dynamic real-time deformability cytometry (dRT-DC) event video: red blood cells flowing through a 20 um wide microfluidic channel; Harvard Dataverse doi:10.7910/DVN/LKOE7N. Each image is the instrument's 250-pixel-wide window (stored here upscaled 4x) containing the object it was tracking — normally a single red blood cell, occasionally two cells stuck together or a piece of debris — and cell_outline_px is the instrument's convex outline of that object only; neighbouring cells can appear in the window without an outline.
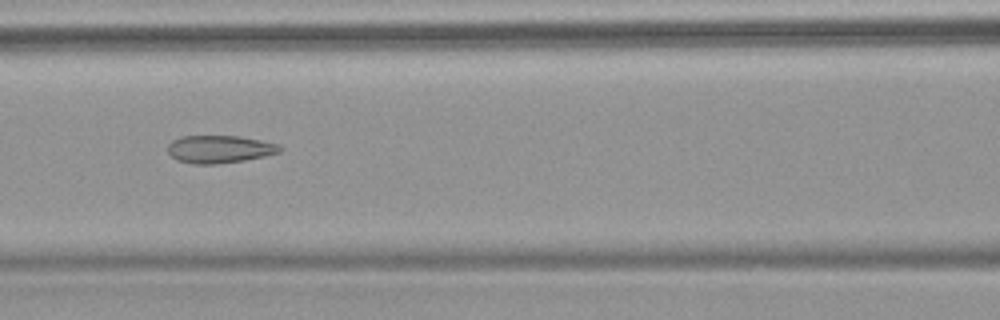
{"species": "common noctule bat (a hibernating species)", "species_latin": "Nyctalus noctula", "temperature_condition": "warm", "stored_images_in_passage": 5, "camera_frame_rate_fps": 3000, "um_per_image_px": 0.085, "animal": {"sex": "female", "body_mass_g": 18.4}, "frame": {"image": 1, "passage_image": 3, "time_ms": 2.333, "image_size_px": [1000, 320], "cell_outline_px": [[284, 148], [280, 152], [264, 156], [244, 160], [216, 164], [192, 164], [176, 160], [168, 152], [168, 144], [172, 140], [180, 136], [240, 136], [260, 140], [276, 144]], "centroid_in_image_um": [18.63, 12.68], "position_along_channel_um": 148.0, "area_um2": 18.09}}
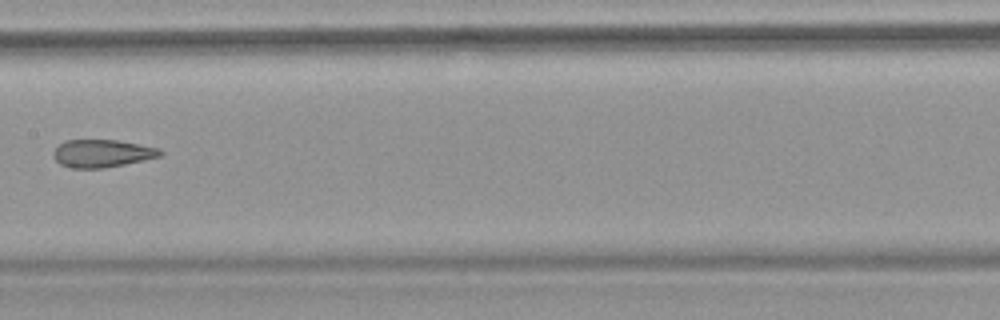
{"frame": {"image": 2, "passage_image": 4, "time_ms": 3.667, "image_size_px": [1000, 320], "cell_outline_px": [[164, 152], [160, 156], [144, 160], [104, 168], [72, 168], [60, 164], [52, 156], [52, 152], [64, 140], [116, 140], [160, 148]], "centroid_in_image_um": [8.67, 13.04], "position_along_channel_um": 198.7, "area_um2": 17.22}}
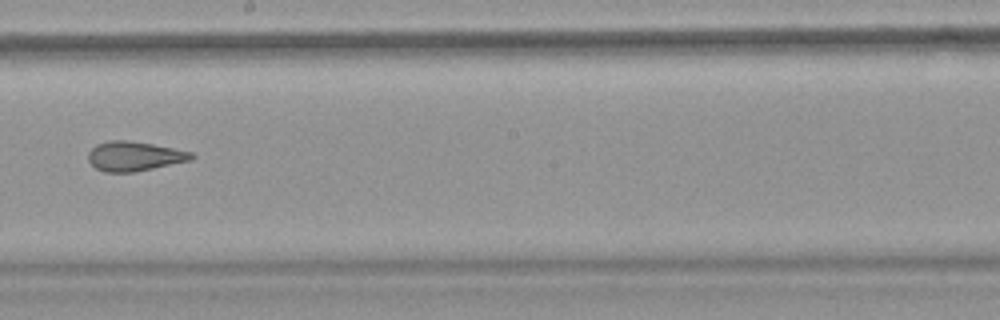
{"frame": {"image": 3, "passage_image": 5, "time_ms": 4.667, "image_size_px": [1000, 320], "cell_outline_px": [[196, 156], [192, 160], [132, 172], [104, 172], [96, 168], [88, 160], [88, 152], [96, 144], [108, 140], [128, 140], [152, 144], [192, 152]], "centroid_in_image_um": [11.4, 13.27], "position_along_channel_um": 236.8, "area_um2": 17.69}}